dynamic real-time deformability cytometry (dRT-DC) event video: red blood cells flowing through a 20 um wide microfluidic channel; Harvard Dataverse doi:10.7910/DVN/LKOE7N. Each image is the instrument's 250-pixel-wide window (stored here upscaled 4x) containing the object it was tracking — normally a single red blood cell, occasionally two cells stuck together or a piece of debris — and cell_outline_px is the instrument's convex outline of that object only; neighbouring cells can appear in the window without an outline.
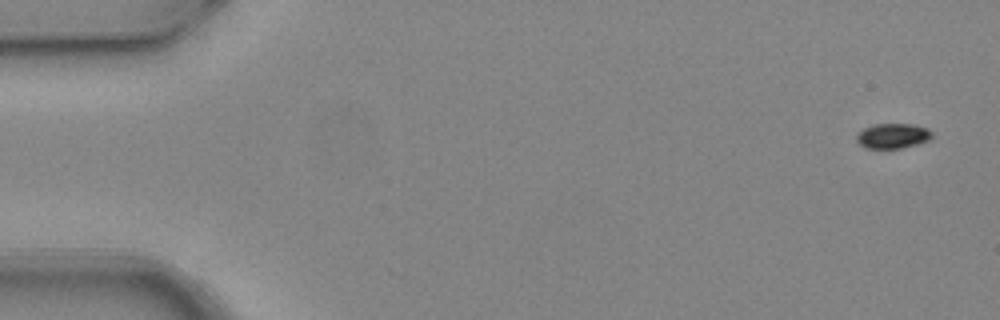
{"species": "common noctule bat (a hibernating species)", "species_latin": "Nyctalus noctula", "temperature_condition": "warm", "stored_images_in_passage": 5, "camera_frame_rate_fps": 3000, "um_per_image_px": 0.085, "animal": {"sex": "female", "body_mass_g": 24.6, "forearm_length_mm": 56.2}, "frame": {"image": 1, "passage_image": 1, "time_ms": 0.0, "image_size_px": [1000, 320], "cell_outline_px": [[932, 136], [928, 140], [916, 144], [900, 148], [864, 148], [856, 140], [856, 132], [872, 124], [912, 124], [928, 128], [932, 132]], "centroid_in_image_um": [75.84, 11.54], "position_along_channel_um": 9.2, "area_um2": 11.04}}
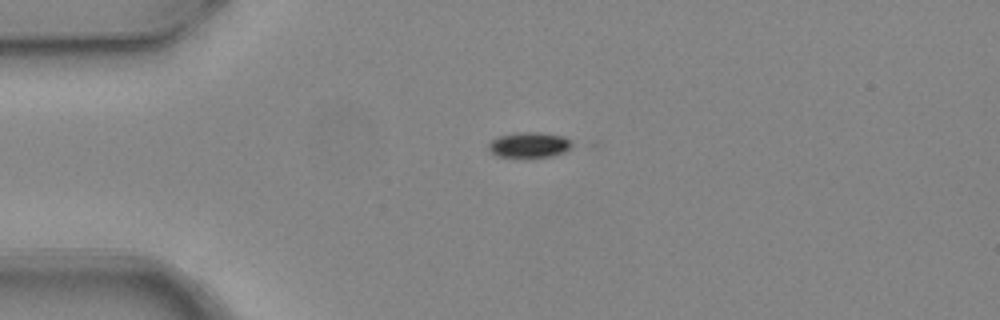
{"frame": {"image": 2, "passage_image": 4, "time_ms": 1.0, "image_size_px": [1000, 320], "cell_outline_px": [[580, 144], [564, 152], [552, 156], [496, 156], [488, 148], [488, 144], [492, 140], [500, 136], [520, 132], [536, 132], [564, 136]], "centroid_in_image_um": [45.1, 12.3], "position_along_channel_um": 39.9, "area_um2": 12.37}}